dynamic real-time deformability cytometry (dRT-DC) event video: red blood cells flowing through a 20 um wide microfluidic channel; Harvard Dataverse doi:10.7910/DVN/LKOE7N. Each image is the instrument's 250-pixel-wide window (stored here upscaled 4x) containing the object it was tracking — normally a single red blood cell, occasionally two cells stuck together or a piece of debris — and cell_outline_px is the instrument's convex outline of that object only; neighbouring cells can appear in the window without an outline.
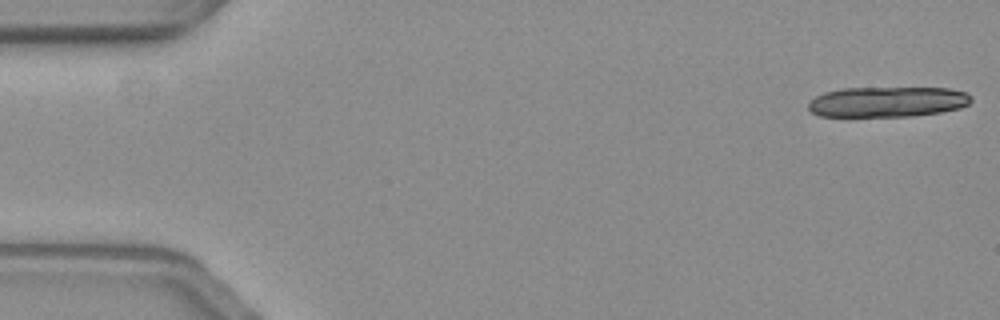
{"species": "common noctule bat (a hibernating species)", "species_latin": "Nyctalus noctula", "temperature_condition": "warm", "stored_images_in_passage": 9, "camera_frame_rate_fps": 3000, "um_per_image_px": 0.085, "animal": {"sex": "female", "body_mass_g": 19.3, "forearm_length_mm": 54.1}, "frame": {"image": 1, "passage_image": 1, "time_ms": 0.0, "image_size_px": [1000, 320], "cell_outline_px": [[972, 100], [968, 104], [960, 108], [940, 112], [912, 116], [820, 116], [812, 112], [808, 108], [808, 104], [816, 96], [824, 92], [840, 88], [948, 88], [968, 92], [972, 96]], "centroid_in_image_um": [75.46, 8.65], "position_along_channel_um": 9.5, "area_um2": 28.9}}